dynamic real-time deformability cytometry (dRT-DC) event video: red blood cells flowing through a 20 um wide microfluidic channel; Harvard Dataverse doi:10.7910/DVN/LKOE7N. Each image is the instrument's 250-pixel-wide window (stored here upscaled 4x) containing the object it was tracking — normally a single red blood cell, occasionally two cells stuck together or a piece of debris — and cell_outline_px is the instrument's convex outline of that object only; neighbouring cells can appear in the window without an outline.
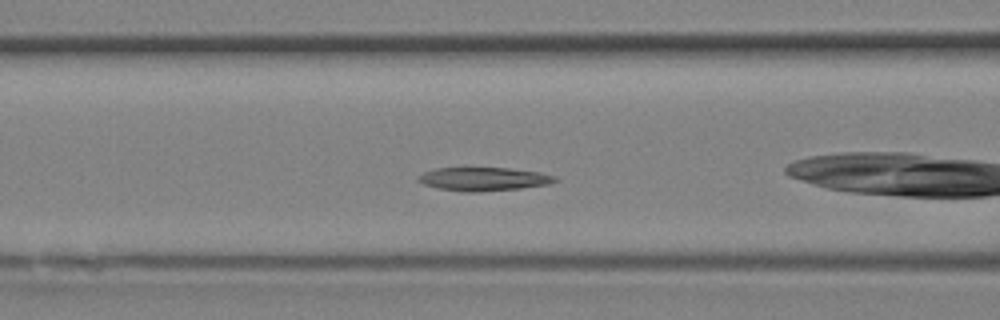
{"species": "Egyptian fruit bat (a non-hibernating species)", "species_latin": "Rousettus aegyptiacus", "temperature_condition": "room temperature", "stored_images_in_passage": 17, "camera_frame_rate_fps": 3000, "um_per_image_px": 0.085, "animal": {"sex": "female"}, "frame": {"image": 1, "passage_image": 7, "time_ms": 2.0, "image_size_px": [1000, 320], "cell_outline_px": [[560, 180], [548, 184], [520, 188], [476, 192], [468, 192], [440, 188], [424, 184], [416, 180], [416, 176], [424, 172], [436, 168], [508, 168], [540, 172], [556, 176]], "centroid_in_image_um": [41.12, 15.21], "position_along_channel_um": 125.5, "area_um2": 18.61}}